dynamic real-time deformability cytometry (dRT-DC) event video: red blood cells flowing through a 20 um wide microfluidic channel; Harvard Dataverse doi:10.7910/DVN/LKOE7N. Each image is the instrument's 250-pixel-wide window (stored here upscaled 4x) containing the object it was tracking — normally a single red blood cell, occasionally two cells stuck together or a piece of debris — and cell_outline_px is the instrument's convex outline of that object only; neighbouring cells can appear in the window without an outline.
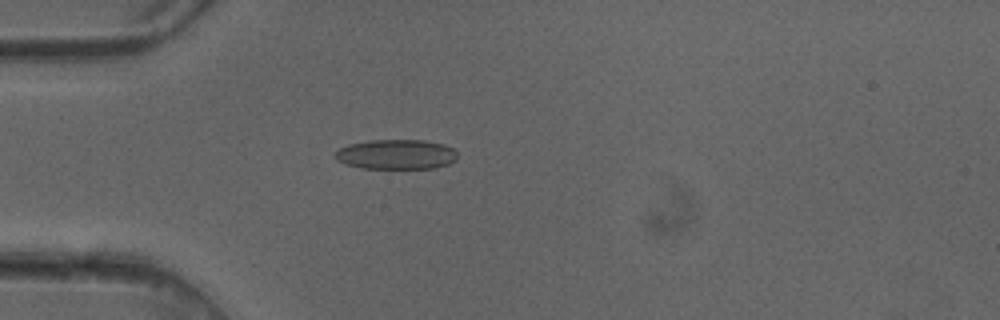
{"species": "common noctule bat (a hibernating species)", "species_latin": "Nyctalus noctula", "temperature_condition": "cold", "stored_images_in_passage": 4, "camera_frame_rate_fps": 3000, "um_per_image_px": 0.085, "animal": {"sex": "female"}, "frame": {"image": 1, "passage_image": 4, "time_ms": 1.0, "image_size_px": [1000, 320], "cell_outline_px": [[456, 160], [448, 164], [436, 168], [360, 168], [344, 164], [336, 160], [332, 156], [340, 148], [348, 144], [368, 140], [424, 140], [444, 144], [452, 148], [456, 152]], "centroid_in_image_um": [33.64, 13.12], "position_along_channel_um": 51.4, "area_um2": 21.44}}